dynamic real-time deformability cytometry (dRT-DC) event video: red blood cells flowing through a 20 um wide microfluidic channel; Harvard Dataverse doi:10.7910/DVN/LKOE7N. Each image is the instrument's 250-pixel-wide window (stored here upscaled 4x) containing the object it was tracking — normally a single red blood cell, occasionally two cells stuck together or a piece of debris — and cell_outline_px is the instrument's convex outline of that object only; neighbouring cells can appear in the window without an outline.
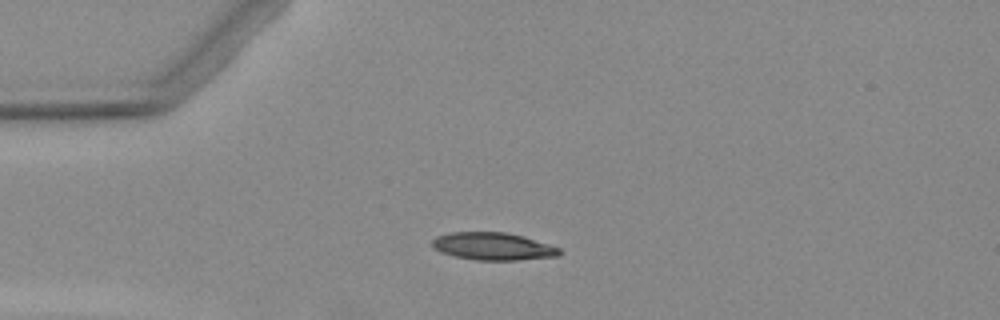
{"species": "Egyptian fruit bat (a non-hibernating species)", "species_latin": "Rousettus aegyptiacus", "temperature_condition": "warm", "stored_images_in_passage": 4, "camera_frame_rate_fps": 3000, "um_per_image_px": 0.085, "animal": {"sex": "female"}, "frame": {"image": 1, "passage_image": 2, "time_ms": 1.333, "image_size_px": [1000, 320], "cell_outline_px": [[560, 252], [556, 256], [516, 260], [476, 260], [456, 256], [440, 252], [432, 248], [432, 240], [436, 236], [452, 232], [504, 232], [520, 236], [548, 244], [560, 248]], "centroid_in_image_um": [41.84, 20.94], "position_along_channel_um": 43.2, "area_um2": 20.11}}
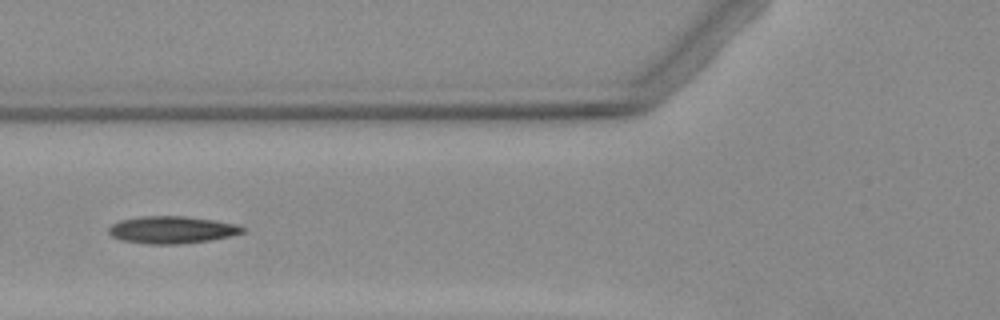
{"frame": {"image": 2, "passage_image": 4, "time_ms": 3.667, "image_size_px": [1000, 320], "cell_outline_px": [[244, 232], [228, 236], [208, 240], [180, 244], [144, 244], [120, 240], [112, 236], [108, 232], [108, 228], [112, 224], [120, 220], [140, 216], [184, 216], [212, 220], [232, 224], [244, 228]], "centroid_in_image_um": [14.51, 19.54], "position_along_channel_um": 111.3, "area_um2": 21.04}}